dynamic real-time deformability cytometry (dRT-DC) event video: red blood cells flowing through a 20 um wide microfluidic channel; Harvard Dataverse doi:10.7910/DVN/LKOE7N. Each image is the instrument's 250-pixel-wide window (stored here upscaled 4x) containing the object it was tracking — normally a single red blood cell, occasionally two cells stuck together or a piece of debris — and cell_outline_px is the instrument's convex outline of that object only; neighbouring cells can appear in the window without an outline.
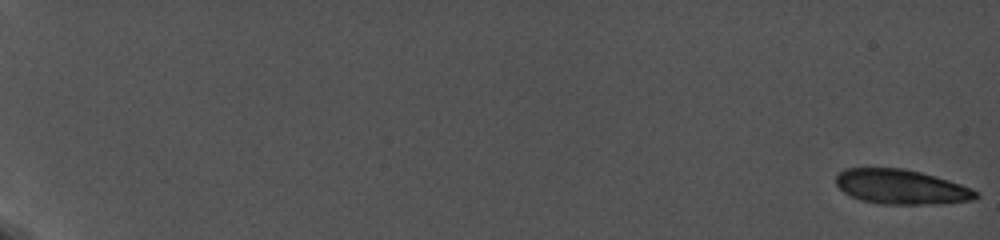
{"species": "common noctule bat (a hibernating species)", "species_latin": "Nyctalus noctula", "temperature_condition": "cold", "stored_images_in_passage": 15, "camera_frame_rate_fps": 5000, "um_per_image_px": 0.085, "animal": {"sex": "female", "body_mass_g": 19.0, "forearm_length_mm": 56.7}, "frame": {"image": 1, "passage_image": 1, "time_ms": 0.0, "image_size_px": [1000, 240], "cell_outline_px": [[980, 196], [976, 200], [940, 204], [880, 204], [860, 200], [844, 192], [836, 184], [836, 176], [844, 168], [904, 168], [936, 176], [972, 188], [980, 192]], "centroid_in_image_um": [76.65, 15.89], "position_along_channel_um": 8.3, "area_um2": 28.55}}
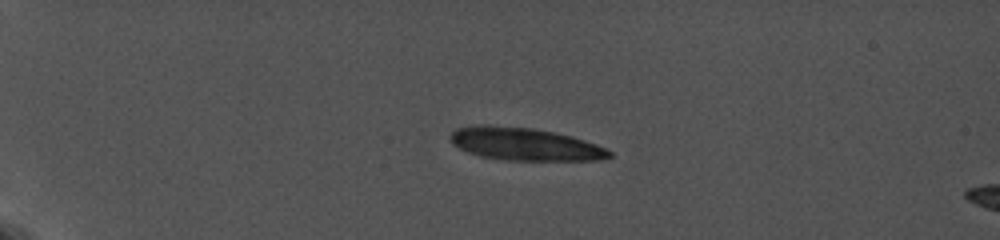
{"frame": {"image": 2, "passage_image": 13, "time_ms": 5.4, "image_size_px": [1000, 240], "cell_outline_px": [[612, 156], [600, 160], [504, 160], [480, 156], [468, 152], [452, 144], [448, 136], [456, 128], [480, 124], [488, 124], [532, 128], [572, 136], [608, 148], [612, 152]], "centroid_in_image_um": [44.59, 12.24], "position_along_channel_um": 40.4, "area_um2": 30.46}}